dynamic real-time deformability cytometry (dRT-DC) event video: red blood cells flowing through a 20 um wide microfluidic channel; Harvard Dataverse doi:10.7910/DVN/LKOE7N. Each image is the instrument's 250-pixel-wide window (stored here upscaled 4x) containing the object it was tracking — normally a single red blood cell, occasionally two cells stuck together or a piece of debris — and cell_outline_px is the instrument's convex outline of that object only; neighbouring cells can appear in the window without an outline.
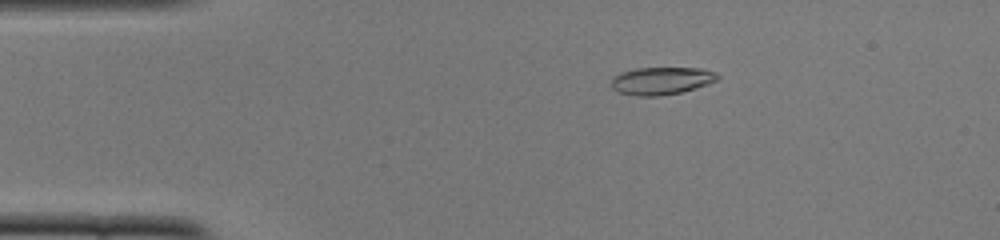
{"species": "common noctule bat (a hibernating species)", "species_latin": "Nyctalus noctula", "temperature_condition": "cold", "stored_images_in_passage": 51, "camera_frame_rate_fps": 3000, "um_per_image_px": 0.085, "animal": {"sex": "female", "body_mass_g": 22.0, "forearm_length_mm": 56.7}, "frame": {"image": 1, "passage_image": 9, "time_ms": 2.667, "image_size_px": [1000, 240], "cell_outline_px": [[720, 76], [716, 80], [708, 84], [696, 88], [680, 92], [660, 96], [636, 96], [620, 92], [612, 88], [612, 76], [620, 72], [636, 68], [704, 68], [716, 72]], "centroid_in_image_um": [56.23, 6.86], "position_along_channel_um": 28.8, "area_um2": 17.17}}
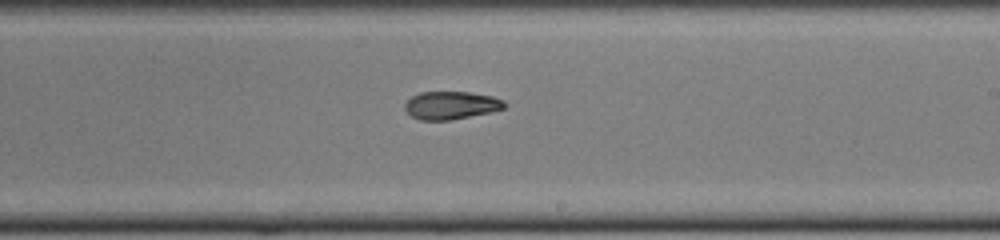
{"frame": {"image": 2, "passage_image": 30, "time_ms": 9.667, "image_size_px": [1000, 240], "cell_outline_px": [[508, 104], [504, 108], [492, 112], [448, 120], [420, 120], [412, 116], [404, 108], [404, 104], [412, 96], [420, 92], [468, 92], [492, 96], [504, 100]], "centroid_in_image_um": [38.36, 8.95], "position_along_channel_um": 250.6, "area_um2": 16.18}}
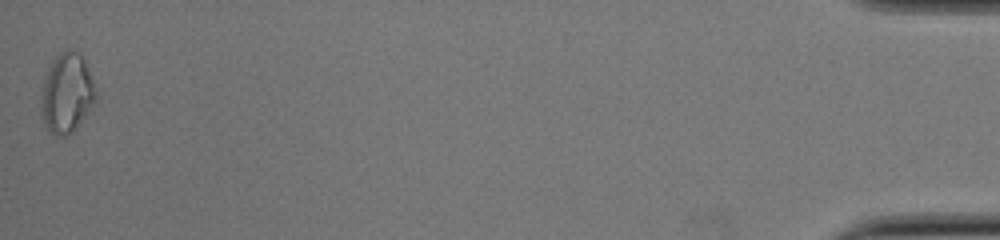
{"frame": {"image": 3, "passage_image": 51, "time_ms": 16.667, "image_size_px": [1000, 240], "cell_outline_px": [[96, 100], [76, 128], [72, 132], [64, 136], [56, 136], [44, 124], [40, 116], [40, 96], [44, 76], [48, 64], [60, 52], [68, 48], [80, 52], [84, 60], [96, 88]], "centroid_in_image_um": [5.64, 7.89], "position_along_channel_um": 429.6, "area_um2": 25.78}, "authors_computed_cell_mechanics": {"area_um2": 17.1088, "velocity_mm_per_s": 3.8992, "shape_relaxation_time_tau1_ms": 9.5746, "shape_relaxation_time_tau2_ms": 4.7922, "deformation_change_tau1": 0.2189, "deformation_change_tau2": 0.1135}}